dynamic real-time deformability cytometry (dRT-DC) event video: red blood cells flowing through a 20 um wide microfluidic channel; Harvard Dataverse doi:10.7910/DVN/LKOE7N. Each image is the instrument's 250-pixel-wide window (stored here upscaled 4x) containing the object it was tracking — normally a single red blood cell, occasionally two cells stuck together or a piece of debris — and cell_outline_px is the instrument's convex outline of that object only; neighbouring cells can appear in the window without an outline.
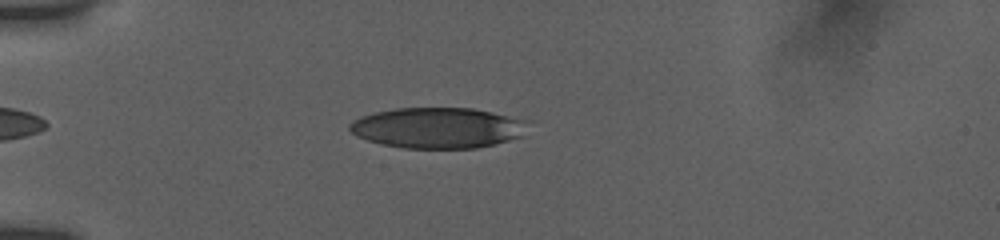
{"species": "human", "species_latin": "Homo sapiens", "temperature_condition": "room temperature", "stored_images_in_passage": 41, "camera_frame_rate_fps": 3000, "um_per_image_px": 0.085, "donor": {"sex": "female"}, "frame": {"image": 1, "passage_image": 7, "time_ms": 2.0, "image_size_px": [1000, 240], "cell_outline_px": [[532, 120], [524, 136], [496, 144], [476, 148], [404, 148], [380, 144], [356, 136], [348, 128], [348, 124], [352, 120], [360, 116], [376, 112], [396, 108], [472, 108]], "centroid_in_image_um": [37.27, 10.86], "position_along_channel_um": 47.7, "area_um2": 42.89}}
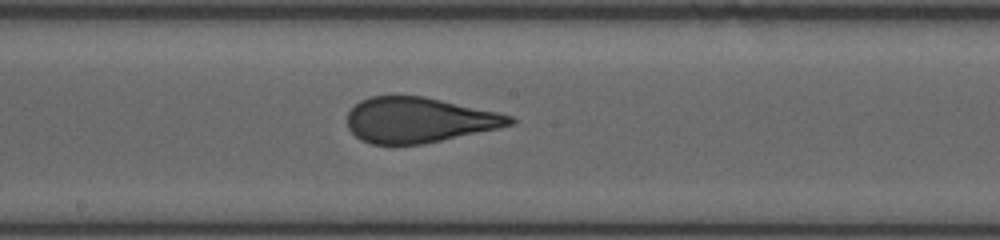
{"frame": {"image": 2, "passage_image": 22, "time_ms": 7.0, "image_size_px": [1000, 240], "cell_outline_px": [[516, 124], [424, 144], [372, 144], [360, 140], [348, 128], [348, 112], [360, 100], [372, 96], [424, 96], [496, 112], [512, 116], [516, 120]], "centroid_in_image_um": [35.6, 10.2], "position_along_channel_um": 212.6, "area_um2": 42.66}}
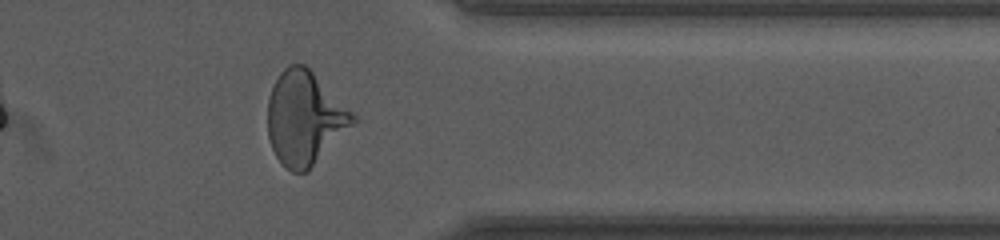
{"frame": {"image": 3, "passage_image": 36, "time_ms": 11.667, "image_size_px": [1000, 240], "cell_outline_px": [[356, 120], [308, 172], [292, 172], [284, 168], [276, 156], [272, 148], [268, 136], [268, 100], [272, 84], [280, 72], [288, 64], [304, 64], [356, 116]], "centroid_in_image_um": [25.85, 10.06], "position_along_channel_um": 385.6, "area_um2": 45.89}, "authors_computed_cell_mechanics": {"area_um2": 43.6968, "velocity_mm_per_s": 3.8561, "shape_relaxation_time_tau1_ms": 5.7249, "shape_relaxation_time_tau2_ms": 0.7691, "deformation_change_tau1": 0.2007, "deformation_change_tau2": 0.0955}}